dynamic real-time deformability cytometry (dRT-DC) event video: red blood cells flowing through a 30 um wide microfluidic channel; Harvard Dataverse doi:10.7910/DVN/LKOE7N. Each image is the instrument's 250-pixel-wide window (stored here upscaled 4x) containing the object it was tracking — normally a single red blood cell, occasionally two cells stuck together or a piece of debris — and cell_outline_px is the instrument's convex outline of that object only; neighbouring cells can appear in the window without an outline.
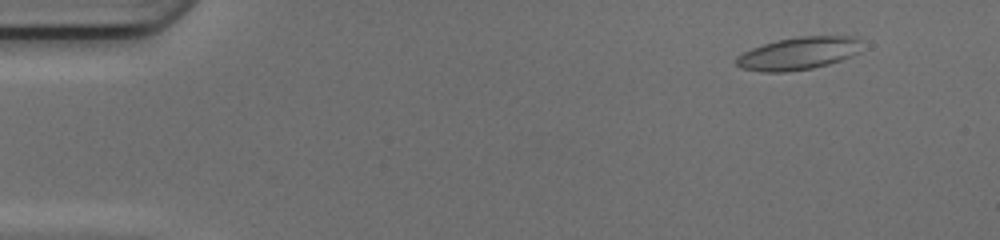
{"species": "common noctule bat (a hibernating species)", "species_latin": "Nyctalus noctula", "temperature_condition": "cold", "stored_images_in_passage": 50, "camera_frame_rate_fps": 3000, "um_per_image_px": 0.085, "animal": {"sex": "female", "body_mass_g": 17.0, "forearm_length_mm": 48.0}, "frame": {"image": 1, "passage_image": 5, "time_ms": 1.333, "image_size_px": [1000, 240], "cell_outline_px": [[860, 52], [852, 56], [828, 64], [812, 68], [784, 72], [760, 72], [740, 68], [736, 64], [736, 56], [752, 48], [764, 44], [780, 40], [800, 36], [856, 36], [860, 40]], "centroid_in_image_um": [67.87, 4.54], "position_along_channel_um": 17.1, "area_um2": 23.81}}
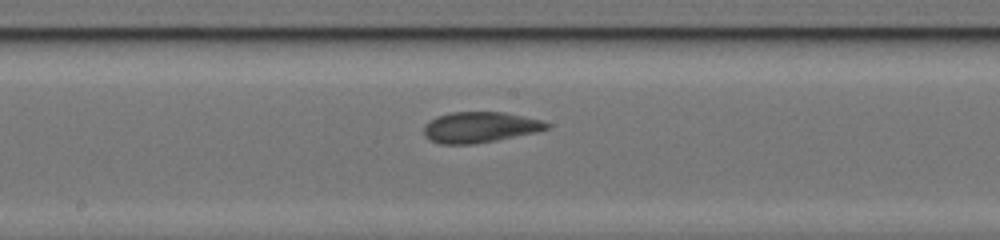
{"frame": {"image": 2, "passage_image": 27, "time_ms": 8.667, "image_size_px": [1000, 240], "cell_outline_px": [[552, 124], [548, 128], [536, 132], [476, 144], [440, 144], [428, 140], [424, 136], [424, 124], [436, 116], [452, 112], [504, 112], [540, 120]], "centroid_in_image_um": [40.74, 10.82], "position_along_channel_um": 207.5, "area_um2": 22.08}}
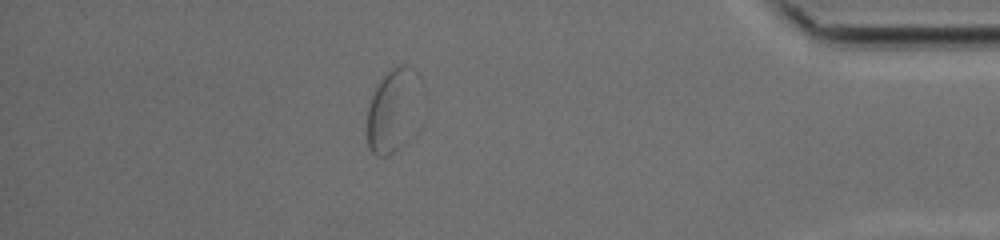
{"frame": {"image": 3, "passage_image": 44, "time_ms": 14.333, "image_size_px": [1000, 240], "cell_outline_px": [[428, 112], [424, 128], [408, 144], [388, 156], [376, 156], [368, 148], [368, 108], [372, 96], [380, 80], [388, 68], [392, 64], [408, 64], [416, 68], [428, 88]], "centroid_in_image_um": [33.74, 9.34], "position_along_channel_um": 401.5, "area_um2": 30.98}}